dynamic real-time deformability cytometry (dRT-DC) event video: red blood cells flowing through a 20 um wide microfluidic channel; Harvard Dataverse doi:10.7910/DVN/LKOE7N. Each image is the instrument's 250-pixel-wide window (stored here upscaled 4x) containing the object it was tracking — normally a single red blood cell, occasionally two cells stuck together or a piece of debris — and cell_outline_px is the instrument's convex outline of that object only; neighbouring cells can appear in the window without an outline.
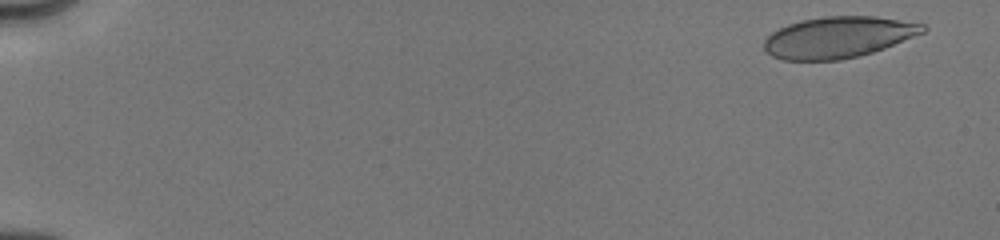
{"species": "human", "species_latin": "Homo sapiens", "temperature_condition": "cold", "stored_images_in_passage": 27, "camera_frame_rate_fps": 3000, "um_per_image_px": 0.085, "donor": {"sex": "male"}, "frame": {"image": 1, "passage_image": 1, "time_ms": 0.0, "image_size_px": [1000, 240], "cell_outline_px": [[928, 28], [924, 32], [884, 48], [860, 56], [840, 60], [784, 60], [772, 56], [764, 48], [764, 40], [772, 32], [788, 24], [800, 20], [824, 16], [876, 16], [924, 24]], "centroid_in_image_um": [71.25, 3.16], "position_along_channel_um": 13.8, "area_um2": 38.09}}
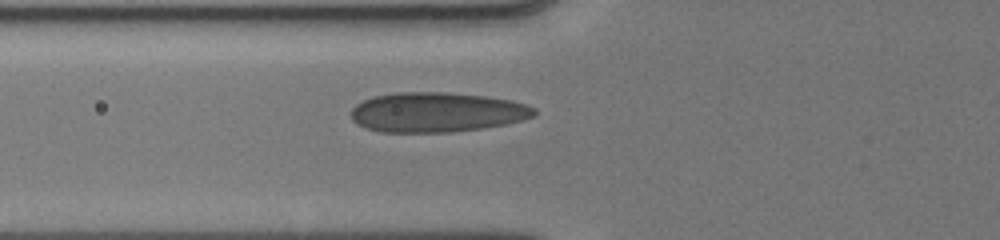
{"frame": {"image": 2, "passage_image": 16, "time_ms": 6.0, "image_size_px": [1000, 240], "cell_outline_px": [[536, 116], [504, 124], [484, 128], [452, 132], [380, 132], [364, 128], [356, 124], [352, 120], [352, 108], [356, 104], [372, 96], [396, 92], [448, 92], [488, 96], [512, 100], [528, 104], [536, 108]], "centroid_in_image_um": [37.14, 9.53], "position_along_channel_um": 88.7, "area_um2": 42.95}}
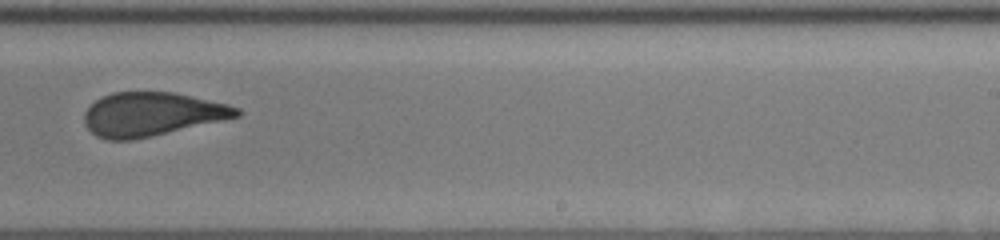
{"frame": {"image": 3, "passage_image": 27, "time_ms": 10.667, "image_size_px": [1000, 240], "cell_outline_px": [[240, 116], [152, 136], [132, 140], [108, 140], [96, 136], [84, 124], [84, 112], [96, 100], [112, 92], [172, 92], [228, 104], [240, 108]], "centroid_in_image_um": [12.88, 9.71], "position_along_channel_um": 276.1, "area_um2": 38.55}}